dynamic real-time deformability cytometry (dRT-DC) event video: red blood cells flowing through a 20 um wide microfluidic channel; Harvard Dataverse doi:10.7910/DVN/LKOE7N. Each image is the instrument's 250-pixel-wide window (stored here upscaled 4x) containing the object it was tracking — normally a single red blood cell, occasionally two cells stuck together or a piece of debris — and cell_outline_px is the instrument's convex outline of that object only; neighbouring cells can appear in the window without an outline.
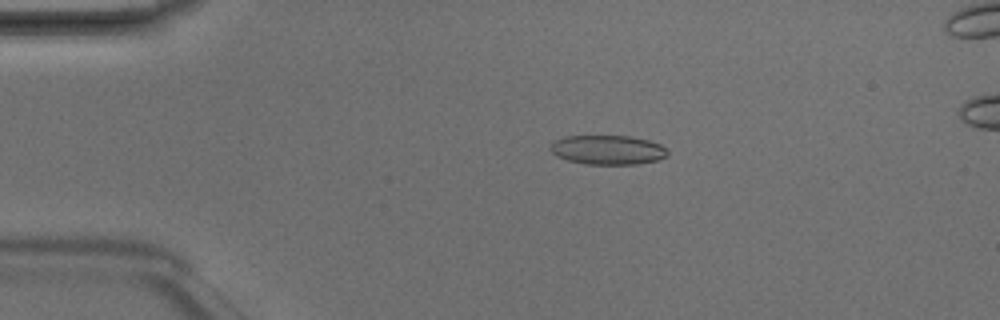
{"species": "Egyptian fruit bat (a non-hibernating species)", "species_latin": "Rousettus aegyptiacus", "temperature_condition": "room temperature", "stored_images_in_passage": 3, "camera_frame_rate_fps": 3000, "um_per_image_px": 0.085, "animal": {"sex": "male"}, "frame": {"image": 1, "passage_image": 1, "time_ms": 0.0, "image_size_px": [1000, 320], "cell_outline_px": [[668, 156], [656, 160], [636, 164], [584, 164], [568, 160], [556, 156], [552, 152], [552, 144], [556, 140], [564, 136], [632, 136], [648, 140], [660, 144], [668, 152]], "centroid_in_image_um": [51.67, 12.74], "position_along_channel_um": 33.3, "area_um2": 19.88}}